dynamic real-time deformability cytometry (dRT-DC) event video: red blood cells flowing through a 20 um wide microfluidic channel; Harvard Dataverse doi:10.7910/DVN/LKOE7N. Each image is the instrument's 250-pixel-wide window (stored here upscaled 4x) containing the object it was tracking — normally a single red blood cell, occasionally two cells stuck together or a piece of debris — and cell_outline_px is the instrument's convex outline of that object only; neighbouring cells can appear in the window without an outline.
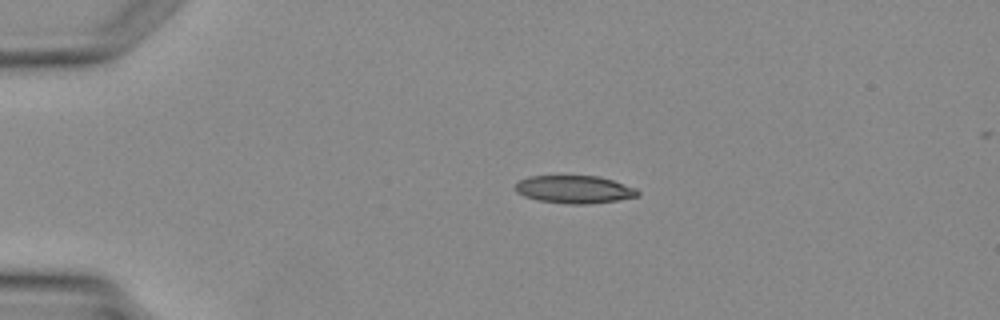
{"species": "Egyptian fruit bat (a non-hibernating species)", "species_latin": "Rousettus aegyptiacus", "temperature_condition": "warm", "stored_images_in_passage": 4, "camera_frame_rate_fps": 3000, "um_per_image_px": 0.085, "animal": {"sex": "female"}, "frame": {"image": 1, "passage_image": 3, "time_ms": 2.667, "image_size_px": [1000, 320], "cell_outline_px": [[640, 196], [616, 200], [588, 204], [568, 204], [536, 200], [524, 196], [516, 192], [516, 184], [520, 180], [528, 176], [596, 176], [612, 180], [636, 188], [640, 192]], "centroid_in_image_um": [48.82, 16.1], "position_along_channel_um": 36.2, "area_um2": 19.77}}